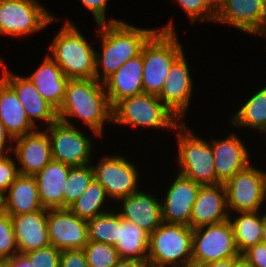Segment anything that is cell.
Returning <instances> with one entry per match:
<instances>
[{"instance_id":"51","label":"cell","mask_w":266,"mask_h":267,"mask_svg":"<svg viewBox=\"0 0 266 267\" xmlns=\"http://www.w3.org/2000/svg\"><path fill=\"white\" fill-rule=\"evenodd\" d=\"M0 267H7L6 261L0 260Z\"/></svg>"},{"instance_id":"20","label":"cell","mask_w":266,"mask_h":267,"mask_svg":"<svg viewBox=\"0 0 266 267\" xmlns=\"http://www.w3.org/2000/svg\"><path fill=\"white\" fill-rule=\"evenodd\" d=\"M12 153L19 173L34 176L52 160L51 143L47 131L37 129L14 139Z\"/></svg>"},{"instance_id":"1","label":"cell","mask_w":266,"mask_h":267,"mask_svg":"<svg viewBox=\"0 0 266 267\" xmlns=\"http://www.w3.org/2000/svg\"><path fill=\"white\" fill-rule=\"evenodd\" d=\"M112 112L104 84L95 78L69 79L63 103L57 110L59 121L95 131L103 139L107 137L105 134H109L106 131L113 126Z\"/></svg>"},{"instance_id":"26","label":"cell","mask_w":266,"mask_h":267,"mask_svg":"<svg viewBox=\"0 0 266 267\" xmlns=\"http://www.w3.org/2000/svg\"><path fill=\"white\" fill-rule=\"evenodd\" d=\"M2 211L10 216L32 213L44 209L38 194L36 179L19 175L1 197Z\"/></svg>"},{"instance_id":"23","label":"cell","mask_w":266,"mask_h":267,"mask_svg":"<svg viewBox=\"0 0 266 267\" xmlns=\"http://www.w3.org/2000/svg\"><path fill=\"white\" fill-rule=\"evenodd\" d=\"M11 217L20 254L50 245L47 209Z\"/></svg>"},{"instance_id":"8","label":"cell","mask_w":266,"mask_h":267,"mask_svg":"<svg viewBox=\"0 0 266 267\" xmlns=\"http://www.w3.org/2000/svg\"><path fill=\"white\" fill-rule=\"evenodd\" d=\"M192 236L190 226L163 222L149 235V266L192 267Z\"/></svg>"},{"instance_id":"31","label":"cell","mask_w":266,"mask_h":267,"mask_svg":"<svg viewBox=\"0 0 266 267\" xmlns=\"http://www.w3.org/2000/svg\"><path fill=\"white\" fill-rule=\"evenodd\" d=\"M79 218L88 221L114 209L105 188L94 178L83 194L68 207Z\"/></svg>"},{"instance_id":"13","label":"cell","mask_w":266,"mask_h":267,"mask_svg":"<svg viewBox=\"0 0 266 267\" xmlns=\"http://www.w3.org/2000/svg\"><path fill=\"white\" fill-rule=\"evenodd\" d=\"M5 60L0 56V77L15 91L30 122L37 129H45L58 121L57 109L41 96L25 75L10 70Z\"/></svg>"},{"instance_id":"21","label":"cell","mask_w":266,"mask_h":267,"mask_svg":"<svg viewBox=\"0 0 266 267\" xmlns=\"http://www.w3.org/2000/svg\"><path fill=\"white\" fill-rule=\"evenodd\" d=\"M226 190L224 184L201 185L192 207L190 227L196 229L227 221Z\"/></svg>"},{"instance_id":"12","label":"cell","mask_w":266,"mask_h":267,"mask_svg":"<svg viewBox=\"0 0 266 267\" xmlns=\"http://www.w3.org/2000/svg\"><path fill=\"white\" fill-rule=\"evenodd\" d=\"M241 256L229 220L193 229L192 267H201L207 263Z\"/></svg>"},{"instance_id":"53","label":"cell","mask_w":266,"mask_h":267,"mask_svg":"<svg viewBox=\"0 0 266 267\" xmlns=\"http://www.w3.org/2000/svg\"><path fill=\"white\" fill-rule=\"evenodd\" d=\"M2 210V202H1V197H0V211Z\"/></svg>"},{"instance_id":"29","label":"cell","mask_w":266,"mask_h":267,"mask_svg":"<svg viewBox=\"0 0 266 267\" xmlns=\"http://www.w3.org/2000/svg\"><path fill=\"white\" fill-rule=\"evenodd\" d=\"M120 258L147 260L149 234L119 215L118 241L114 245Z\"/></svg>"},{"instance_id":"24","label":"cell","mask_w":266,"mask_h":267,"mask_svg":"<svg viewBox=\"0 0 266 267\" xmlns=\"http://www.w3.org/2000/svg\"><path fill=\"white\" fill-rule=\"evenodd\" d=\"M38 65L25 76L35 85L41 96L58 110L63 103L69 79L47 52Z\"/></svg>"},{"instance_id":"46","label":"cell","mask_w":266,"mask_h":267,"mask_svg":"<svg viewBox=\"0 0 266 267\" xmlns=\"http://www.w3.org/2000/svg\"><path fill=\"white\" fill-rule=\"evenodd\" d=\"M262 241L266 244V209L262 210Z\"/></svg>"},{"instance_id":"44","label":"cell","mask_w":266,"mask_h":267,"mask_svg":"<svg viewBox=\"0 0 266 267\" xmlns=\"http://www.w3.org/2000/svg\"><path fill=\"white\" fill-rule=\"evenodd\" d=\"M242 260V256L222 259L214 262L207 263L201 267H236V265Z\"/></svg>"},{"instance_id":"28","label":"cell","mask_w":266,"mask_h":267,"mask_svg":"<svg viewBox=\"0 0 266 267\" xmlns=\"http://www.w3.org/2000/svg\"><path fill=\"white\" fill-rule=\"evenodd\" d=\"M0 120L13 139L37 130L30 122L15 91L1 77Z\"/></svg>"},{"instance_id":"30","label":"cell","mask_w":266,"mask_h":267,"mask_svg":"<svg viewBox=\"0 0 266 267\" xmlns=\"http://www.w3.org/2000/svg\"><path fill=\"white\" fill-rule=\"evenodd\" d=\"M236 247L240 254L262 241V210L230 213Z\"/></svg>"},{"instance_id":"43","label":"cell","mask_w":266,"mask_h":267,"mask_svg":"<svg viewBox=\"0 0 266 267\" xmlns=\"http://www.w3.org/2000/svg\"><path fill=\"white\" fill-rule=\"evenodd\" d=\"M7 267H33L30 260L24 254H15L6 260Z\"/></svg>"},{"instance_id":"7","label":"cell","mask_w":266,"mask_h":267,"mask_svg":"<svg viewBox=\"0 0 266 267\" xmlns=\"http://www.w3.org/2000/svg\"><path fill=\"white\" fill-rule=\"evenodd\" d=\"M102 152L101 150L99 153L101 156L96 152L91 165L94 170V178L105 188L108 197L114 204L119 199L139 191L147 184L145 181L147 176L141 175L143 172L138 162L132 161L135 155H132L131 159L127 153L121 154V151L111 152L110 150L109 154L105 151L102 154ZM143 178L146 179L143 181Z\"/></svg>"},{"instance_id":"16","label":"cell","mask_w":266,"mask_h":267,"mask_svg":"<svg viewBox=\"0 0 266 267\" xmlns=\"http://www.w3.org/2000/svg\"><path fill=\"white\" fill-rule=\"evenodd\" d=\"M225 135L222 138L220 136L219 138L216 136L213 137V135L211 138L206 137L210 139L209 142L215 159L214 168L216 178L221 184H224L237 172L248 167L252 161H256V159H253L257 157V152H254L257 149L252 148L250 144L244 142L246 140L241 138L243 135L240 136L236 129L234 131L233 128L231 133L228 132ZM252 154H255L256 157Z\"/></svg>"},{"instance_id":"5","label":"cell","mask_w":266,"mask_h":267,"mask_svg":"<svg viewBox=\"0 0 266 267\" xmlns=\"http://www.w3.org/2000/svg\"><path fill=\"white\" fill-rule=\"evenodd\" d=\"M181 122L156 95L141 93L125 97L113 106L112 125L120 129L126 127L127 131L132 128L133 132L135 128L137 131L144 129L141 134L147 130V133L166 131L164 134L172 135Z\"/></svg>"},{"instance_id":"42","label":"cell","mask_w":266,"mask_h":267,"mask_svg":"<svg viewBox=\"0 0 266 267\" xmlns=\"http://www.w3.org/2000/svg\"><path fill=\"white\" fill-rule=\"evenodd\" d=\"M13 144L14 139L7 132L0 120V157L11 153L13 150Z\"/></svg>"},{"instance_id":"49","label":"cell","mask_w":266,"mask_h":267,"mask_svg":"<svg viewBox=\"0 0 266 267\" xmlns=\"http://www.w3.org/2000/svg\"><path fill=\"white\" fill-rule=\"evenodd\" d=\"M264 6H265V18H264V31L266 30V0H264Z\"/></svg>"},{"instance_id":"15","label":"cell","mask_w":266,"mask_h":267,"mask_svg":"<svg viewBox=\"0 0 266 267\" xmlns=\"http://www.w3.org/2000/svg\"><path fill=\"white\" fill-rule=\"evenodd\" d=\"M172 172L174 176L171 175L170 181L165 182L167 187L163 181L157 179L155 181V183L160 181L159 188L157 186L155 191L160 189L162 219L166 223L190 226L192 207L201 185L176 171L174 173V170ZM161 183L163 188L160 187Z\"/></svg>"},{"instance_id":"45","label":"cell","mask_w":266,"mask_h":267,"mask_svg":"<svg viewBox=\"0 0 266 267\" xmlns=\"http://www.w3.org/2000/svg\"><path fill=\"white\" fill-rule=\"evenodd\" d=\"M147 260L120 258L114 267H148Z\"/></svg>"},{"instance_id":"2","label":"cell","mask_w":266,"mask_h":267,"mask_svg":"<svg viewBox=\"0 0 266 267\" xmlns=\"http://www.w3.org/2000/svg\"><path fill=\"white\" fill-rule=\"evenodd\" d=\"M96 42L95 79L104 82L125 62L141 53L143 45L158 30L138 26L127 20L117 23L95 24Z\"/></svg>"},{"instance_id":"41","label":"cell","mask_w":266,"mask_h":267,"mask_svg":"<svg viewBox=\"0 0 266 267\" xmlns=\"http://www.w3.org/2000/svg\"><path fill=\"white\" fill-rule=\"evenodd\" d=\"M60 267H89L83 249L62 250Z\"/></svg>"},{"instance_id":"9","label":"cell","mask_w":266,"mask_h":267,"mask_svg":"<svg viewBox=\"0 0 266 267\" xmlns=\"http://www.w3.org/2000/svg\"><path fill=\"white\" fill-rule=\"evenodd\" d=\"M41 0H0V35L8 39L31 38L58 20ZM31 36V37H30Z\"/></svg>"},{"instance_id":"10","label":"cell","mask_w":266,"mask_h":267,"mask_svg":"<svg viewBox=\"0 0 266 267\" xmlns=\"http://www.w3.org/2000/svg\"><path fill=\"white\" fill-rule=\"evenodd\" d=\"M45 130L51 143L52 160L71 167L91 164L99 147L96 139L103 141L95 131L71 126L59 120Z\"/></svg>"},{"instance_id":"38","label":"cell","mask_w":266,"mask_h":267,"mask_svg":"<svg viewBox=\"0 0 266 267\" xmlns=\"http://www.w3.org/2000/svg\"><path fill=\"white\" fill-rule=\"evenodd\" d=\"M111 0H78L76 3L79 2V5L81 4L82 7L87 8V12L91 13L90 15L93 17L92 20L95 24H101V23H117L121 22L125 19H122L121 17L116 18L115 16H107V10ZM107 18V19H106Z\"/></svg>"},{"instance_id":"27","label":"cell","mask_w":266,"mask_h":267,"mask_svg":"<svg viewBox=\"0 0 266 267\" xmlns=\"http://www.w3.org/2000/svg\"><path fill=\"white\" fill-rule=\"evenodd\" d=\"M70 167L64 163L51 160L34 175L43 208H63V193Z\"/></svg>"},{"instance_id":"6","label":"cell","mask_w":266,"mask_h":267,"mask_svg":"<svg viewBox=\"0 0 266 267\" xmlns=\"http://www.w3.org/2000/svg\"><path fill=\"white\" fill-rule=\"evenodd\" d=\"M187 122H181L171 135L176 142V148L173 149L177 150L174 153L177 158L174 171L200 185L221 184L216 178L215 159L209 139L203 135L201 137Z\"/></svg>"},{"instance_id":"22","label":"cell","mask_w":266,"mask_h":267,"mask_svg":"<svg viewBox=\"0 0 266 267\" xmlns=\"http://www.w3.org/2000/svg\"><path fill=\"white\" fill-rule=\"evenodd\" d=\"M249 93L243 100L240 101L239 106L232 113L230 112L228 116V121L226 124L230 126V128H234L238 131V129H242L243 132L250 133L251 132L259 133L255 135H259V138L266 133V83L265 85H260L258 89ZM230 117V118H229ZM246 128V129H245ZM248 129V131H247ZM250 129V130H249ZM253 129V130H252ZM261 135V136H260Z\"/></svg>"},{"instance_id":"32","label":"cell","mask_w":266,"mask_h":267,"mask_svg":"<svg viewBox=\"0 0 266 267\" xmlns=\"http://www.w3.org/2000/svg\"><path fill=\"white\" fill-rule=\"evenodd\" d=\"M88 240L115 245L119 233V213L109 212L88 220Z\"/></svg>"},{"instance_id":"39","label":"cell","mask_w":266,"mask_h":267,"mask_svg":"<svg viewBox=\"0 0 266 267\" xmlns=\"http://www.w3.org/2000/svg\"><path fill=\"white\" fill-rule=\"evenodd\" d=\"M20 175L15 156L11 152L0 157V197H2L14 180Z\"/></svg>"},{"instance_id":"33","label":"cell","mask_w":266,"mask_h":267,"mask_svg":"<svg viewBox=\"0 0 266 267\" xmlns=\"http://www.w3.org/2000/svg\"><path fill=\"white\" fill-rule=\"evenodd\" d=\"M94 179V170L91 164L70 167L68 179L63 193V208H68L89 187Z\"/></svg>"},{"instance_id":"3","label":"cell","mask_w":266,"mask_h":267,"mask_svg":"<svg viewBox=\"0 0 266 267\" xmlns=\"http://www.w3.org/2000/svg\"><path fill=\"white\" fill-rule=\"evenodd\" d=\"M53 17L62 24L52 39L47 41L46 48L49 56L58 64L68 79L95 78L96 42L92 41L89 36L87 38L70 17L65 18L63 15L60 18L54 13Z\"/></svg>"},{"instance_id":"18","label":"cell","mask_w":266,"mask_h":267,"mask_svg":"<svg viewBox=\"0 0 266 267\" xmlns=\"http://www.w3.org/2000/svg\"><path fill=\"white\" fill-rule=\"evenodd\" d=\"M264 18V0H226L217 10L214 26L226 25L258 38L264 32Z\"/></svg>"},{"instance_id":"48","label":"cell","mask_w":266,"mask_h":267,"mask_svg":"<svg viewBox=\"0 0 266 267\" xmlns=\"http://www.w3.org/2000/svg\"><path fill=\"white\" fill-rule=\"evenodd\" d=\"M236 267H252L251 265L247 264L243 259L236 265Z\"/></svg>"},{"instance_id":"40","label":"cell","mask_w":266,"mask_h":267,"mask_svg":"<svg viewBox=\"0 0 266 267\" xmlns=\"http://www.w3.org/2000/svg\"><path fill=\"white\" fill-rule=\"evenodd\" d=\"M241 256L252 267H266V244L263 242L257 243L245 250Z\"/></svg>"},{"instance_id":"52","label":"cell","mask_w":266,"mask_h":267,"mask_svg":"<svg viewBox=\"0 0 266 267\" xmlns=\"http://www.w3.org/2000/svg\"><path fill=\"white\" fill-rule=\"evenodd\" d=\"M263 137V139L262 138H260L262 141H266V133L262 136ZM263 144H265V146H266V142H264Z\"/></svg>"},{"instance_id":"11","label":"cell","mask_w":266,"mask_h":267,"mask_svg":"<svg viewBox=\"0 0 266 267\" xmlns=\"http://www.w3.org/2000/svg\"><path fill=\"white\" fill-rule=\"evenodd\" d=\"M252 162L224 183L229 214L266 209V163Z\"/></svg>"},{"instance_id":"4","label":"cell","mask_w":266,"mask_h":267,"mask_svg":"<svg viewBox=\"0 0 266 267\" xmlns=\"http://www.w3.org/2000/svg\"><path fill=\"white\" fill-rule=\"evenodd\" d=\"M168 18L142 47L143 93L158 96L167 79L172 64L185 52L179 39L176 20ZM176 29V30H175Z\"/></svg>"},{"instance_id":"14","label":"cell","mask_w":266,"mask_h":267,"mask_svg":"<svg viewBox=\"0 0 266 267\" xmlns=\"http://www.w3.org/2000/svg\"><path fill=\"white\" fill-rule=\"evenodd\" d=\"M187 53L188 51H185L172 64L161 93L157 96L182 122L187 121L186 115L190 114L192 98L198 92L195 75H192L194 70H191V67L194 68L190 65Z\"/></svg>"},{"instance_id":"35","label":"cell","mask_w":266,"mask_h":267,"mask_svg":"<svg viewBox=\"0 0 266 267\" xmlns=\"http://www.w3.org/2000/svg\"><path fill=\"white\" fill-rule=\"evenodd\" d=\"M89 267H114L120 256L114 245L89 240L83 248Z\"/></svg>"},{"instance_id":"19","label":"cell","mask_w":266,"mask_h":267,"mask_svg":"<svg viewBox=\"0 0 266 267\" xmlns=\"http://www.w3.org/2000/svg\"><path fill=\"white\" fill-rule=\"evenodd\" d=\"M50 245L59 250L83 249L88 243L87 221L69 208L47 209Z\"/></svg>"},{"instance_id":"50","label":"cell","mask_w":266,"mask_h":267,"mask_svg":"<svg viewBox=\"0 0 266 267\" xmlns=\"http://www.w3.org/2000/svg\"><path fill=\"white\" fill-rule=\"evenodd\" d=\"M258 38H260V39L263 38L264 39L263 41H266V30ZM265 55H266V53H265Z\"/></svg>"},{"instance_id":"36","label":"cell","mask_w":266,"mask_h":267,"mask_svg":"<svg viewBox=\"0 0 266 267\" xmlns=\"http://www.w3.org/2000/svg\"><path fill=\"white\" fill-rule=\"evenodd\" d=\"M12 217L0 211V260L6 261L18 254Z\"/></svg>"},{"instance_id":"25","label":"cell","mask_w":266,"mask_h":267,"mask_svg":"<svg viewBox=\"0 0 266 267\" xmlns=\"http://www.w3.org/2000/svg\"><path fill=\"white\" fill-rule=\"evenodd\" d=\"M143 56L141 53L125 62L103 84L108 100L113 107L125 97L143 93Z\"/></svg>"},{"instance_id":"17","label":"cell","mask_w":266,"mask_h":267,"mask_svg":"<svg viewBox=\"0 0 266 267\" xmlns=\"http://www.w3.org/2000/svg\"><path fill=\"white\" fill-rule=\"evenodd\" d=\"M141 188L139 191L119 199L114 204V209L124 220L134 223L149 235L163 223L162 204L158 191H153L155 187ZM148 188V189H147Z\"/></svg>"},{"instance_id":"37","label":"cell","mask_w":266,"mask_h":267,"mask_svg":"<svg viewBox=\"0 0 266 267\" xmlns=\"http://www.w3.org/2000/svg\"><path fill=\"white\" fill-rule=\"evenodd\" d=\"M60 254L53 245L24 253L33 267H60Z\"/></svg>"},{"instance_id":"47","label":"cell","mask_w":266,"mask_h":267,"mask_svg":"<svg viewBox=\"0 0 266 267\" xmlns=\"http://www.w3.org/2000/svg\"><path fill=\"white\" fill-rule=\"evenodd\" d=\"M211 5L218 10L220 6L226 1V0H208Z\"/></svg>"},{"instance_id":"34","label":"cell","mask_w":266,"mask_h":267,"mask_svg":"<svg viewBox=\"0 0 266 267\" xmlns=\"http://www.w3.org/2000/svg\"><path fill=\"white\" fill-rule=\"evenodd\" d=\"M172 3H175L174 6L177 4V7L185 12V18L193 27L199 23H215L217 10L208 0H172Z\"/></svg>"}]
</instances>
